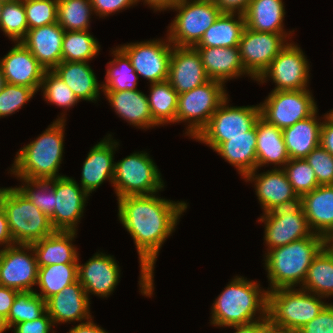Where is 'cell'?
<instances>
[{
    "mask_svg": "<svg viewBox=\"0 0 333 333\" xmlns=\"http://www.w3.org/2000/svg\"><path fill=\"white\" fill-rule=\"evenodd\" d=\"M157 194L117 199L118 219L133 238L139 256V292L150 298L154 292V268L160 249L176 230L188 207L185 201L168 200Z\"/></svg>",
    "mask_w": 333,
    "mask_h": 333,
    "instance_id": "6da1fadb",
    "label": "cell"
},
{
    "mask_svg": "<svg viewBox=\"0 0 333 333\" xmlns=\"http://www.w3.org/2000/svg\"><path fill=\"white\" fill-rule=\"evenodd\" d=\"M63 114V115H62ZM56 118L48 128L16 153L10 174L18 178L50 180L61 177L66 113ZM60 174V175H59Z\"/></svg>",
    "mask_w": 333,
    "mask_h": 333,
    "instance_id": "7a4b0ae2",
    "label": "cell"
},
{
    "mask_svg": "<svg viewBox=\"0 0 333 333\" xmlns=\"http://www.w3.org/2000/svg\"><path fill=\"white\" fill-rule=\"evenodd\" d=\"M260 286L257 281L235 276L215 298L210 324L218 328H228L257 320H268V291Z\"/></svg>",
    "mask_w": 333,
    "mask_h": 333,
    "instance_id": "3957f363",
    "label": "cell"
},
{
    "mask_svg": "<svg viewBox=\"0 0 333 333\" xmlns=\"http://www.w3.org/2000/svg\"><path fill=\"white\" fill-rule=\"evenodd\" d=\"M324 246V237L313 234L269 250L264 254V267L270 285L267 291L299 285L301 288L308 268Z\"/></svg>",
    "mask_w": 333,
    "mask_h": 333,
    "instance_id": "277c9868",
    "label": "cell"
},
{
    "mask_svg": "<svg viewBox=\"0 0 333 333\" xmlns=\"http://www.w3.org/2000/svg\"><path fill=\"white\" fill-rule=\"evenodd\" d=\"M301 288L268 291V323L281 330L297 332L315 318L329 303Z\"/></svg>",
    "mask_w": 333,
    "mask_h": 333,
    "instance_id": "5b68a950",
    "label": "cell"
},
{
    "mask_svg": "<svg viewBox=\"0 0 333 333\" xmlns=\"http://www.w3.org/2000/svg\"><path fill=\"white\" fill-rule=\"evenodd\" d=\"M3 207L15 244H32L51 235L50 218L30 202L16 187H7Z\"/></svg>",
    "mask_w": 333,
    "mask_h": 333,
    "instance_id": "8992f818",
    "label": "cell"
},
{
    "mask_svg": "<svg viewBox=\"0 0 333 333\" xmlns=\"http://www.w3.org/2000/svg\"><path fill=\"white\" fill-rule=\"evenodd\" d=\"M112 186L118 199L159 193L165 183L154 160L146 151H140L115 162Z\"/></svg>",
    "mask_w": 333,
    "mask_h": 333,
    "instance_id": "52a82bcc",
    "label": "cell"
},
{
    "mask_svg": "<svg viewBox=\"0 0 333 333\" xmlns=\"http://www.w3.org/2000/svg\"><path fill=\"white\" fill-rule=\"evenodd\" d=\"M220 81L205 84L178 95L176 123L186 122V136L195 139L208 125L212 115L229 96Z\"/></svg>",
    "mask_w": 333,
    "mask_h": 333,
    "instance_id": "ba28073f",
    "label": "cell"
},
{
    "mask_svg": "<svg viewBox=\"0 0 333 333\" xmlns=\"http://www.w3.org/2000/svg\"><path fill=\"white\" fill-rule=\"evenodd\" d=\"M171 10L177 14L168 26L167 36L178 47H195L222 13L215 2L197 0H180Z\"/></svg>",
    "mask_w": 333,
    "mask_h": 333,
    "instance_id": "9c48e42d",
    "label": "cell"
},
{
    "mask_svg": "<svg viewBox=\"0 0 333 333\" xmlns=\"http://www.w3.org/2000/svg\"><path fill=\"white\" fill-rule=\"evenodd\" d=\"M228 103L227 97L195 138L196 141L215 150L222 142L229 141V137L249 135V130L261 116L260 105L230 106Z\"/></svg>",
    "mask_w": 333,
    "mask_h": 333,
    "instance_id": "30bf717a",
    "label": "cell"
},
{
    "mask_svg": "<svg viewBox=\"0 0 333 333\" xmlns=\"http://www.w3.org/2000/svg\"><path fill=\"white\" fill-rule=\"evenodd\" d=\"M314 99L309 89L271 90L259 104L261 117L283 130L311 116L318 109Z\"/></svg>",
    "mask_w": 333,
    "mask_h": 333,
    "instance_id": "8fae6325",
    "label": "cell"
},
{
    "mask_svg": "<svg viewBox=\"0 0 333 333\" xmlns=\"http://www.w3.org/2000/svg\"><path fill=\"white\" fill-rule=\"evenodd\" d=\"M309 73L310 63L301 47L289 41L256 81L272 80L274 91L303 90L309 89Z\"/></svg>",
    "mask_w": 333,
    "mask_h": 333,
    "instance_id": "7c38bea8",
    "label": "cell"
},
{
    "mask_svg": "<svg viewBox=\"0 0 333 333\" xmlns=\"http://www.w3.org/2000/svg\"><path fill=\"white\" fill-rule=\"evenodd\" d=\"M288 38L292 35L257 32L245 26L238 48L243 67L252 80L256 81L288 41H292Z\"/></svg>",
    "mask_w": 333,
    "mask_h": 333,
    "instance_id": "4fadbf2b",
    "label": "cell"
},
{
    "mask_svg": "<svg viewBox=\"0 0 333 333\" xmlns=\"http://www.w3.org/2000/svg\"><path fill=\"white\" fill-rule=\"evenodd\" d=\"M118 47L128 56L138 76L150 83L168 80L173 44L168 36L163 40L131 42Z\"/></svg>",
    "mask_w": 333,
    "mask_h": 333,
    "instance_id": "5bb4252c",
    "label": "cell"
},
{
    "mask_svg": "<svg viewBox=\"0 0 333 333\" xmlns=\"http://www.w3.org/2000/svg\"><path fill=\"white\" fill-rule=\"evenodd\" d=\"M259 222L264 223L265 226L264 243L267 247L265 254L273 248L314 234L300 203L264 213L258 218Z\"/></svg>",
    "mask_w": 333,
    "mask_h": 333,
    "instance_id": "9a60e30c",
    "label": "cell"
},
{
    "mask_svg": "<svg viewBox=\"0 0 333 333\" xmlns=\"http://www.w3.org/2000/svg\"><path fill=\"white\" fill-rule=\"evenodd\" d=\"M38 268L31 244H14L0 249V286L19 292L35 291Z\"/></svg>",
    "mask_w": 333,
    "mask_h": 333,
    "instance_id": "2e32d148",
    "label": "cell"
},
{
    "mask_svg": "<svg viewBox=\"0 0 333 333\" xmlns=\"http://www.w3.org/2000/svg\"><path fill=\"white\" fill-rule=\"evenodd\" d=\"M88 197L89 194L72 177L55 178V211L50 218L53 229L77 232Z\"/></svg>",
    "mask_w": 333,
    "mask_h": 333,
    "instance_id": "e0dca14e",
    "label": "cell"
},
{
    "mask_svg": "<svg viewBox=\"0 0 333 333\" xmlns=\"http://www.w3.org/2000/svg\"><path fill=\"white\" fill-rule=\"evenodd\" d=\"M258 168L247 174L245 182L254 183L255 194L263 209V214L278 208L292 207L300 203L282 168L258 173ZM257 173V174H256Z\"/></svg>",
    "mask_w": 333,
    "mask_h": 333,
    "instance_id": "ac0fdd59",
    "label": "cell"
},
{
    "mask_svg": "<svg viewBox=\"0 0 333 333\" xmlns=\"http://www.w3.org/2000/svg\"><path fill=\"white\" fill-rule=\"evenodd\" d=\"M120 272V266L112 255L99 251L84 264L79 263L78 256V281L88 297L91 294L109 297L120 282Z\"/></svg>",
    "mask_w": 333,
    "mask_h": 333,
    "instance_id": "d6986e66",
    "label": "cell"
},
{
    "mask_svg": "<svg viewBox=\"0 0 333 333\" xmlns=\"http://www.w3.org/2000/svg\"><path fill=\"white\" fill-rule=\"evenodd\" d=\"M118 145L119 142L113 139L111 134H108L88 152L82 166L80 186L89 195L106 180H109L113 185L114 154Z\"/></svg>",
    "mask_w": 333,
    "mask_h": 333,
    "instance_id": "ffe728a7",
    "label": "cell"
},
{
    "mask_svg": "<svg viewBox=\"0 0 333 333\" xmlns=\"http://www.w3.org/2000/svg\"><path fill=\"white\" fill-rule=\"evenodd\" d=\"M209 80L201 56L195 47L173 45L168 81L178 94L190 91Z\"/></svg>",
    "mask_w": 333,
    "mask_h": 333,
    "instance_id": "44dd1931",
    "label": "cell"
},
{
    "mask_svg": "<svg viewBox=\"0 0 333 333\" xmlns=\"http://www.w3.org/2000/svg\"><path fill=\"white\" fill-rule=\"evenodd\" d=\"M91 299L77 280L46 300V310L54 325L71 322H87L94 317L90 313Z\"/></svg>",
    "mask_w": 333,
    "mask_h": 333,
    "instance_id": "7402d4cb",
    "label": "cell"
},
{
    "mask_svg": "<svg viewBox=\"0 0 333 333\" xmlns=\"http://www.w3.org/2000/svg\"><path fill=\"white\" fill-rule=\"evenodd\" d=\"M14 44L0 59L6 83L33 88L38 92L45 69L21 42Z\"/></svg>",
    "mask_w": 333,
    "mask_h": 333,
    "instance_id": "603a6c76",
    "label": "cell"
},
{
    "mask_svg": "<svg viewBox=\"0 0 333 333\" xmlns=\"http://www.w3.org/2000/svg\"><path fill=\"white\" fill-rule=\"evenodd\" d=\"M64 32L58 23L29 29L21 43L45 70H53L62 61Z\"/></svg>",
    "mask_w": 333,
    "mask_h": 333,
    "instance_id": "cb8c5ba5",
    "label": "cell"
},
{
    "mask_svg": "<svg viewBox=\"0 0 333 333\" xmlns=\"http://www.w3.org/2000/svg\"><path fill=\"white\" fill-rule=\"evenodd\" d=\"M210 80L227 81L243 75L251 77L243 67L238 47H195Z\"/></svg>",
    "mask_w": 333,
    "mask_h": 333,
    "instance_id": "d4e9b609",
    "label": "cell"
},
{
    "mask_svg": "<svg viewBox=\"0 0 333 333\" xmlns=\"http://www.w3.org/2000/svg\"><path fill=\"white\" fill-rule=\"evenodd\" d=\"M102 92L118 117L130 125L144 130L158 126L153 121L147 95L142 91L137 89Z\"/></svg>",
    "mask_w": 333,
    "mask_h": 333,
    "instance_id": "484cf974",
    "label": "cell"
},
{
    "mask_svg": "<svg viewBox=\"0 0 333 333\" xmlns=\"http://www.w3.org/2000/svg\"><path fill=\"white\" fill-rule=\"evenodd\" d=\"M76 235L75 231H54L32 243L38 267L63 263L78 264V248L72 244Z\"/></svg>",
    "mask_w": 333,
    "mask_h": 333,
    "instance_id": "4316f807",
    "label": "cell"
},
{
    "mask_svg": "<svg viewBox=\"0 0 333 333\" xmlns=\"http://www.w3.org/2000/svg\"><path fill=\"white\" fill-rule=\"evenodd\" d=\"M310 229L326 237L333 229V185H319L300 198Z\"/></svg>",
    "mask_w": 333,
    "mask_h": 333,
    "instance_id": "83f0119b",
    "label": "cell"
},
{
    "mask_svg": "<svg viewBox=\"0 0 333 333\" xmlns=\"http://www.w3.org/2000/svg\"><path fill=\"white\" fill-rule=\"evenodd\" d=\"M53 71L62 78L79 101L96 103L99 100L102 85H99L89 62L61 61Z\"/></svg>",
    "mask_w": 333,
    "mask_h": 333,
    "instance_id": "f1b7e54d",
    "label": "cell"
},
{
    "mask_svg": "<svg viewBox=\"0 0 333 333\" xmlns=\"http://www.w3.org/2000/svg\"><path fill=\"white\" fill-rule=\"evenodd\" d=\"M256 135L257 168L269 164L274 165V169L283 168L290 157L286 150L282 129L268 123L260 116L256 123Z\"/></svg>",
    "mask_w": 333,
    "mask_h": 333,
    "instance_id": "f546056e",
    "label": "cell"
},
{
    "mask_svg": "<svg viewBox=\"0 0 333 333\" xmlns=\"http://www.w3.org/2000/svg\"><path fill=\"white\" fill-rule=\"evenodd\" d=\"M317 113L318 109L308 118L282 130L290 159H305L314 148L320 145L321 120L323 118L320 119Z\"/></svg>",
    "mask_w": 333,
    "mask_h": 333,
    "instance_id": "4dcf8cb0",
    "label": "cell"
},
{
    "mask_svg": "<svg viewBox=\"0 0 333 333\" xmlns=\"http://www.w3.org/2000/svg\"><path fill=\"white\" fill-rule=\"evenodd\" d=\"M285 6L283 0H251L245 17L247 28L266 33L291 34L284 29Z\"/></svg>",
    "mask_w": 333,
    "mask_h": 333,
    "instance_id": "1f68e13d",
    "label": "cell"
},
{
    "mask_svg": "<svg viewBox=\"0 0 333 333\" xmlns=\"http://www.w3.org/2000/svg\"><path fill=\"white\" fill-rule=\"evenodd\" d=\"M256 125L249 130V135L229 137L214 151L231 166H234L242 178L257 168Z\"/></svg>",
    "mask_w": 333,
    "mask_h": 333,
    "instance_id": "d6a6232c",
    "label": "cell"
},
{
    "mask_svg": "<svg viewBox=\"0 0 333 333\" xmlns=\"http://www.w3.org/2000/svg\"><path fill=\"white\" fill-rule=\"evenodd\" d=\"M245 26L243 14L221 13L195 47H238Z\"/></svg>",
    "mask_w": 333,
    "mask_h": 333,
    "instance_id": "836d02e7",
    "label": "cell"
},
{
    "mask_svg": "<svg viewBox=\"0 0 333 333\" xmlns=\"http://www.w3.org/2000/svg\"><path fill=\"white\" fill-rule=\"evenodd\" d=\"M301 289L322 298L333 296V250L324 246L315 256Z\"/></svg>",
    "mask_w": 333,
    "mask_h": 333,
    "instance_id": "e575fe53",
    "label": "cell"
},
{
    "mask_svg": "<svg viewBox=\"0 0 333 333\" xmlns=\"http://www.w3.org/2000/svg\"><path fill=\"white\" fill-rule=\"evenodd\" d=\"M147 96L153 121L159 126L176 123L178 93L168 80L150 83Z\"/></svg>",
    "mask_w": 333,
    "mask_h": 333,
    "instance_id": "d590c367",
    "label": "cell"
},
{
    "mask_svg": "<svg viewBox=\"0 0 333 333\" xmlns=\"http://www.w3.org/2000/svg\"><path fill=\"white\" fill-rule=\"evenodd\" d=\"M111 51L114 59L107 63L105 82L101 84L102 91L137 90L139 76L132 67L130 59L117 46Z\"/></svg>",
    "mask_w": 333,
    "mask_h": 333,
    "instance_id": "8d00e7d4",
    "label": "cell"
},
{
    "mask_svg": "<svg viewBox=\"0 0 333 333\" xmlns=\"http://www.w3.org/2000/svg\"><path fill=\"white\" fill-rule=\"evenodd\" d=\"M78 280V264H53L38 268L36 291L44 301L62 291L64 287Z\"/></svg>",
    "mask_w": 333,
    "mask_h": 333,
    "instance_id": "74e56055",
    "label": "cell"
},
{
    "mask_svg": "<svg viewBox=\"0 0 333 333\" xmlns=\"http://www.w3.org/2000/svg\"><path fill=\"white\" fill-rule=\"evenodd\" d=\"M89 30L65 31L62 43V61L89 62L99 54L100 45Z\"/></svg>",
    "mask_w": 333,
    "mask_h": 333,
    "instance_id": "f35d334b",
    "label": "cell"
},
{
    "mask_svg": "<svg viewBox=\"0 0 333 333\" xmlns=\"http://www.w3.org/2000/svg\"><path fill=\"white\" fill-rule=\"evenodd\" d=\"M90 0H58L57 23L65 31H87L93 16Z\"/></svg>",
    "mask_w": 333,
    "mask_h": 333,
    "instance_id": "ab89813d",
    "label": "cell"
},
{
    "mask_svg": "<svg viewBox=\"0 0 333 333\" xmlns=\"http://www.w3.org/2000/svg\"><path fill=\"white\" fill-rule=\"evenodd\" d=\"M46 312V301L35 291H20L17 293L6 319L11 329L16 324L38 319Z\"/></svg>",
    "mask_w": 333,
    "mask_h": 333,
    "instance_id": "60d3db41",
    "label": "cell"
},
{
    "mask_svg": "<svg viewBox=\"0 0 333 333\" xmlns=\"http://www.w3.org/2000/svg\"><path fill=\"white\" fill-rule=\"evenodd\" d=\"M23 185L16 188L48 218L54 214L55 179H25L19 178Z\"/></svg>",
    "mask_w": 333,
    "mask_h": 333,
    "instance_id": "b9f144b4",
    "label": "cell"
},
{
    "mask_svg": "<svg viewBox=\"0 0 333 333\" xmlns=\"http://www.w3.org/2000/svg\"><path fill=\"white\" fill-rule=\"evenodd\" d=\"M40 89L47 103L62 107L66 111L79 102L74 92L53 70H45Z\"/></svg>",
    "mask_w": 333,
    "mask_h": 333,
    "instance_id": "7bdbcfd3",
    "label": "cell"
},
{
    "mask_svg": "<svg viewBox=\"0 0 333 333\" xmlns=\"http://www.w3.org/2000/svg\"><path fill=\"white\" fill-rule=\"evenodd\" d=\"M0 30L13 42H21L25 38L29 28L24 1L3 3Z\"/></svg>",
    "mask_w": 333,
    "mask_h": 333,
    "instance_id": "ee69618b",
    "label": "cell"
},
{
    "mask_svg": "<svg viewBox=\"0 0 333 333\" xmlns=\"http://www.w3.org/2000/svg\"><path fill=\"white\" fill-rule=\"evenodd\" d=\"M282 169L299 198L319 186L314 170L305 159H290Z\"/></svg>",
    "mask_w": 333,
    "mask_h": 333,
    "instance_id": "f6af8a7d",
    "label": "cell"
},
{
    "mask_svg": "<svg viewBox=\"0 0 333 333\" xmlns=\"http://www.w3.org/2000/svg\"><path fill=\"white\" fill-rule=\"evenodd\" d=\"M24 8L29 29L57 23L58 0H27Z\"/></svg>",
    "mask_w": 333,
    "mask_h": 333,
    "instance_id": "bcb514c9",
    "label": "cell"
},
{
    "mask_svg": "<svg viewBox=\"0 0 333 333\" xmlns=\"http://www.w3.org/2000/svg\"><path fill=\"white\" fill-rule=\"evenodd\" d=\"M36 93L33 88L6 83L0 93V118L18 112Z\"/></svg>",
    "mask_w": 333,
    "mask_h": 333,
    "instance_id": "7dc6e473",
    "label": "cell"
},
{
    "mask_svg": "<svg viewBox=\"0 0 333 333\" xmlns=\"http://www.w3.org/2000/svg\"><path fill=\"white\" fill-rule=\"evenodd\" d=\"M305 161L314 170L319 185H333V155L319 145L306 156Z\"/></svg>",
    "mask_w": 333,
    "mask_h": 333,
    "instance_id": "c3c4849f",
    "label": "cell"
},
{
    "mask_svg": "<svg viewBox=\"0 0 333 333\" xmlns=\"http://www.w3.org/2000/svg\"><path fill=\"white\" fill-rule=\"evenodd\" d=\"M297 333H333V303H329L315 318Z\"/></svg>",
    "mask_w": 333,
    "mask_h": 333,
    "instance_id": "681fc988",
    "label": "cell"
},
{
    "mask_svg": "<svg viewBox=\"0 0 333 333\" xmlns=\"http://www.w3.org/2000/svg\"><path fill=\"white\" fill-rule=\"evenodd\" d=\"M90 3L94 14L100 18L137 5L135 0H90Z\"/></svg>",
    "mask_w": 333,
    "mask_h": 333,
    "instance_id": "f907efd6",
    "label": "cell"
},
{
    "mask_svg": "<svg viewBox=\"0 0 333 333\" xmlns=\"http://www.w3.org/2000/svg\"><path fill=\"white\" fill-rule=\"evenodd\" d=\"M53 327H55L53 320L46 312L38 319L16 324L12 328L14 333H50Z\"/></svg>",
    "mask_w": 333,
    "mask_h": 333,
    "instance_id": "816d5d0a",
    "label": "cell"
},
{
    "mask_svg": "<svg viewBox=\"0 0 333 333\" xmlns=\"http://www.w3.org/2000/svg\"><path fill=\"white\" fill-rule=\"evenodd\" d=\"M251 0H216L215 4L222 13L245 14Z\"/></svg>",
    "mask_w": 333,
    "mask_h": 333,
    "instance_id": "f5cc1de1",
    "label": "cell"
},
{
    "mask_svg": "<svg viewBox=\"0 0 333 333\" xmlns=\"http://www.w3.org/2000/svg\"><path fill=\"white\" fill-rule=\"evenodd\" d=\"M322 125L320 130V145L333 155V122L326 116L322 115Z\"/></svg>",
    "mask_w": 333,
    "mask_h": 333,
    "instance_id": "db71d44e",
    "label": "cell"
},
{
    "mask_svg": "<svg viewBox=\"0 0 333 333\" xmlns=\"http://www.w3.org/2000/svg\"><path fill=\"white\" fill-rule=\"evenodd\" d=\"M19 291L13 288L0 286V315L7 318L13 301Z\"/></svg>",
    "mask_w": 333,
    "mask_h": 333,
    "instance_id": "11a10c76",
    "label": "cell"
},
{
    "mask_svg": "<svg viewBox=\"0 0 333 333\" xmlns=\"http://www.w3.org/2000/svg\"><path fill=\"white\" fill-rule=\"evenodd\" d=\"M14 244L5 211L0 204V246L6 248Z\"/></svg>",
    "mask_w": 333,
    "mask_h": 333,
    "instance_id": "9f6ffc18",
    "label": "cell"
},
{
    "mask_svg": "<svg viewBox=\"0 0 333 333\" xmlns=\"http://www.w3.org/2000/svg\"><path fill=\"white\" fill-rule=\"evenodd\" d=\"M267 324L268 320H257L247 324L233 325L229 327L235 329L234 333H259Z\"/></svg>",
    "mask_w": 333,
    "mask_h": 333,
    "instance_id": "6f0895ef",
    "label": "cell"
},
{
    "mask_svg": "<svg viewBox=\"0 0 333 333\" xmlns=\"http://www.w3.org/2000/svg\"><path fill=\"white\" fill-rule=\"evenodd\" d=\"M67 333H108V331L94 323L91 319L87 322L79 323L75 327L70 328L69 332Z\"/></svg>",
    "mask_w": 333,
    "mask_h": 333,
    "instance_id": "680465c9",
    "label": "cell"
},
{
    "mask_svg": "<svg viewBox=\"0 0 333 333\" xmlns=\"http://www.w3.org/2000/svg\"><path fill=\"white\" fill-rule=\"evenodd\" d=\"M136 4L139 2H144L143 4H147L148 7L153 9L155 12L157 11H166L171 10L180 0H135Z\"/></svg>",
    "mask_w": 333,
    "mask_h": 333,
    "instance_id": "91938a15",
    "label": "cell"
},
{
    "mask_svg": "<svg viewBox=\"0 0 333 333\" xmlns=\"http://www.w3.org/2000/svg\"><path fill=\"white\" fill-rule=\"evenodd\" d=\"M325 247L333 250V229L329 232V234L324 238Z\"/></svg>",
    "mask_w": 333,
    "mask_h": 333,
    "instance_id": "94428289",
    "label": "cell"
},
{
    "mask_svg": "<svg viewBox=\"0 0 333 333\" xmlns=\"http://www.w3.org/2000/svg\"><path fill=\"white\" fill-rule=\"evenodd\" d=\"M7 319L0 315V333H4L6 330H9Z\"/></svg>",
    "mask_w": 333,
    "mask_h": 333,
    "instance_id": "6125c7cd",
    "label": "cell"
},
{
    "mask_svg": "<svg viewBox=\"0 0 333 333\" xmlns=\"http://www.w3.org/2000/svg\"><path fill=\"white\" fill-rule=\"evenodd\" d=\"M5 85H6V79H5V76L0 67V93L3 90V88L5 87Z\"/></svg>",
    "mask_w": 333,
    "mask_h": 333,
    "instance_id": "be15d7a7",
    "label": "cell"
},
{
    "mask_svg": "<svg viewBox=\"0 0 333 333\" xmlns=\"http://www.w3.org/2000/svg\"><path fill=\"white\" fill-rule=\"evenodd\" d=\"M270 333H297V332H292V331H288V330H281V329H277L273 326L270 325Z\"/></svg>",
    "mask_w": 333,
    "mask_h": 333,
    "instance_id": "e7e4bbea",
    "label": "cell"
},
{
    "mask_svg": "<svg viewBox=\"0 0 333 333\" xmlns=\"http://www.w3.org/2000/svg\"><path fill=\"white\" fill-rule=\"evenodd\" d=\"M259 333H270V324L268 323Z\"/></svg>",
    "mask_w": 333,
    "mask_h": 333,
    "instance_id": "03108f58",
    "label": "cell"
},
{
    "mask_svg": "<svg viewBox=\"0 0 333 333\" xmlns=\"http://www.w3.org/2000/svg\"><path fill=\"white\" fill-rule=\"evenodd\" d=\"M328 112L326 113V116L333 122V109Z\"/></svg>",
    "mask_w": 333,
    "mask_h": 333,
    "instance_id": "003e7915",
    "label": "cell"
},
{
    "mask_svg": "<svg viewBox=\"0 0 333 333\" xmlns=\"http://www.w3.org/2000/svg\"><path fill=\"white\" fill-rule=\"evenodd\" d=\"M6 189L7 188H0V204H1V200H2V197H3V195H4V193L6 192Z\"/></svg>",
    "mask_w": 333,
    "mask_h": 333,
    "instance_id": "a7ac6f4b",
    "label": "cell"
},
{
    "mask_svg": "<svg viewBox=\"0 0 333 333\" xmlns=\"http://www.w3.org/2000/svg\"><path fill=\"white\" fill-rule=\"evenodd\" d=\"M2 3H7V2H16L20 0H0Z\"/></svg>",
    "mask_w": 333,
    "mask_h": 333,
    "instance_id": "89a4df30",
    "label": "cell"
},
{
    "mask_svg": "<svg viewBox=\"0 0 333 333\" xmlns=\"http://www.w3.org/2000/svg\"><path fill=\"white\" fill-rule=\"evenodd\" d=\"M3 3L0 1V19H1V10H2Z\"/></svg>",
    "mask_w": 333,
    "mask_h": 333,
    "instance_id": "2644e50d",
    "label": "cell"
},
{
    "mask_svg": "<svg viewBox=\"0 0 333 333\" xmlns=\"http://www.w3.org/2000/svg\"><path fill=\"white\" fill-rule=\"evenodd\" d=\"M197 1H211V2H215L216 0H197Z\"/></svg>",
    "mask_w": 333,
    "mask_h": 333,
    "instance_id": "8c879c8a",
    "label": "cell"
}]
</instances>
